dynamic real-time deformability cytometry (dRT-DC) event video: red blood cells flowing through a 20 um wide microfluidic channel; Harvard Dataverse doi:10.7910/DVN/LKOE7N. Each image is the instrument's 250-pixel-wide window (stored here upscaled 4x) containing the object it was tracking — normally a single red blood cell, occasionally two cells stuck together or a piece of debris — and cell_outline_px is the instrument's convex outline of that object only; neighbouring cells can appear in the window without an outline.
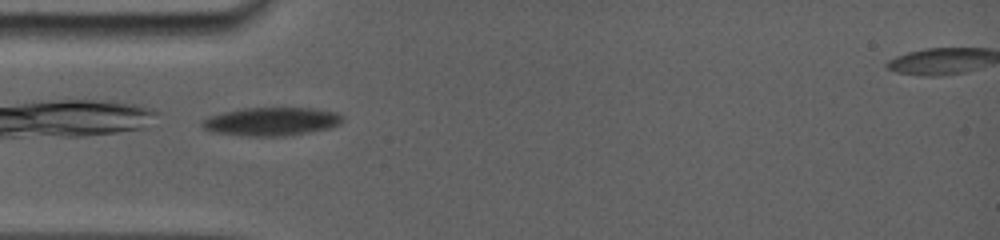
{"species": "common noctule bat (a hibernating species)", "species_latin": "Nyctalus noctula", "temperature_condition": "room temperature", "stored_images_in_passage": 26, "camera_frame_rate_fps": 5000, "um_per_image_px": 0.085, "animal": {"sex": "female", "body_mass_g": 19.0, "forearm_length_mm": 56.7}, "frame": {"image": 1, "passage_image": 1, "time_ms": 0.0, "image_size_px": [1000, 240], "cell_outline_px": [[344, 116], [336, 124], [324, 128], [300, 132], [224, 132], [208, 128], [204, 124], [204, 120], [208, 116], [224, 112], [244, 108], [312, 108], [332, 112]], "centroid_in_image_um": [23.12, 10.21], "position_along_channel_um": 61.9, "area_um2": 20.23}}
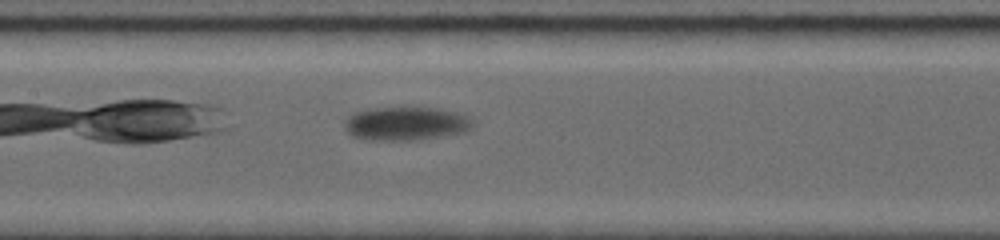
{"frame": {"image": 2, "passage_image": 10, "time_ms": 3.2, "image_size_px": [1000, 240], "cell_outline_px": [[468, 128], [448, 132], [424, 136], [356, 136], [348, 128], [348, 120], [356, 112], [368, 108], [436, 108], [452, 112], [464, 116], [468, 120]], "centroid_in_image_um": [34.44, 10.38], "position_along_channel_um": 173.0, "area_um2": 21.15}}
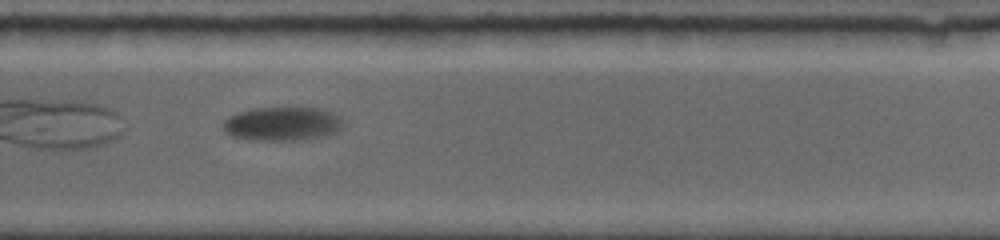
{"frame": {"image": 3, "passage_image": 20, "time_ms": 7.0, "image_size_px": [1000, 240], "cell_outline_px": [[344, 124], [336, 132], [324, 136], [300, 140], [248, 140], [232, 136], [224, 132], [224, 120], [228, 116], [236, 112], [256, 108], [288, 104], [320, 108], [332, 112], [340, 116], [344, 120]], "centroid_in_image_um": [24.02, 10.47], "position_along_channel_um": 305.8, "area_um2": 24.8}}